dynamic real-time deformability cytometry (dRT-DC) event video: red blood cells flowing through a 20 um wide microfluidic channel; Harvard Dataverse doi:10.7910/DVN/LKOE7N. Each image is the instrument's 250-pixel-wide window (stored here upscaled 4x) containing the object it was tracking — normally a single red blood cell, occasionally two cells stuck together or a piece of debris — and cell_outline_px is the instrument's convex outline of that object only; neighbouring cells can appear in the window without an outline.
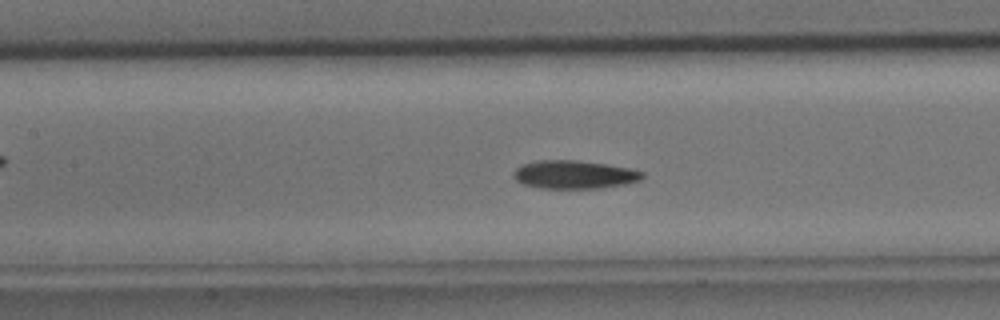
{"species": "common noctule bat (a hibernating species)", "species_latin": "Nyctalus noctula", "temperature_condition": "cold", "stored_images_in_passage": 43, "segment_of_instrument_passage": [1, 2], "camera_frame_rate_fps": 3000, "um_per_image_px": 0.085, "animal": {"sex": "male", "body_mass_g": 15.6}, "frame": {"image": 1, "passage_image": 19, "time_ms": 6.0, "image_size_px": [1000, 320], "cell_outline_px": [[644, 176], [640, 180], [624, 184], [600, 188], [540, 188], [524, 184], [516, 180], [512, 176], [512, 172], [516, 168], [524, 164], [536, 160], [576, 160], [608, 164], [632, 168], [644, 172]], "centroid_in_image_um": [48.82, 14.83], "position_along_channel_um": 158.6, "area_um2": 21.33}}
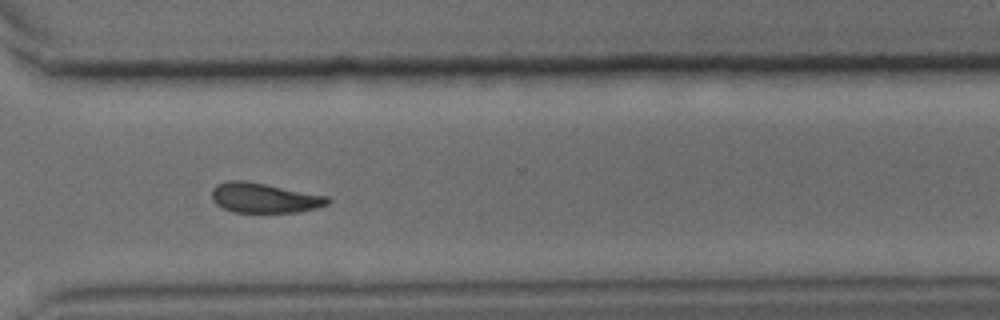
{"frame": {"image": 2, "passage_image": 31, "time_ms": 10.0, "image_size_px": [1000, 320], "cell_outline_px": [[332, 200], [328, 204], [316, 208], [300, 212], [232, 212], [216, 204], [212, 200], [212, 188], [216, 184], [228, 180], [244, 180], [328, 196]], "centroid_in_image_um": [22.45, 16.82], "position_along_channel_um": 348.1, "area_um2": 20.23}}
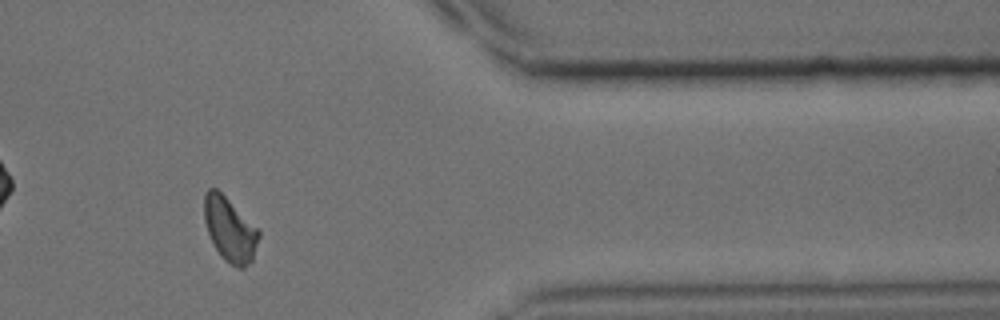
{"frame": {"image": 3, "passage_image": 35, "time_ms": 11.333, "image_size_px": [1000, 320], "cell_outline_px": [[260, 236], [252, 260], [244, 268], [236, 268], [228, 264], [220, 256], [208, 232], [204, 220], [204, 196], [208, 188], [216, 188], [260, 232]], "centroid_in_image_um": [19.52, 19.55], "position_along_channel_um": 391.9, "area_um2": 20.0}}